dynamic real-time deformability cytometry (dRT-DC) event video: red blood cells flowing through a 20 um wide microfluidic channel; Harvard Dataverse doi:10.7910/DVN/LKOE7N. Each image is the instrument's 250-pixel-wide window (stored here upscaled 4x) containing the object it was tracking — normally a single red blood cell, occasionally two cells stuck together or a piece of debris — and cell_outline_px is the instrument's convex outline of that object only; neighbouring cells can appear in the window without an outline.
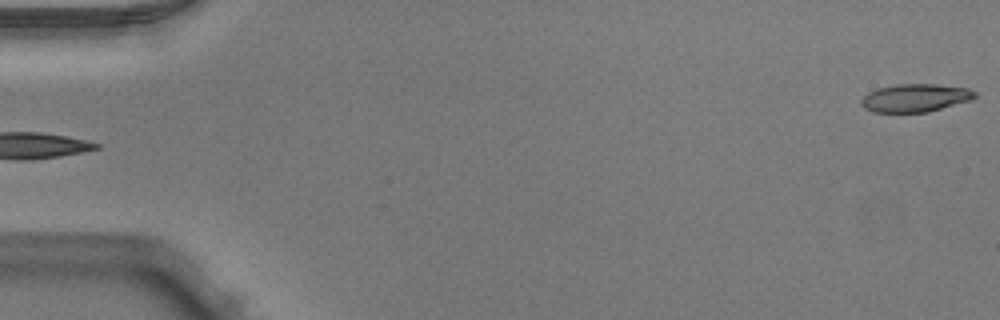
{"species": "Egyptian fruit bat (a non-hibernating species)", "species_latin": "Rousettus aegyptiacus", "temperature_condition": "warm", "stored_images_in_passage": 5, "segment_of_instrument_passage": [2, 2], "camera_frame_rate_fps": 3000, "um_per_image_px": 0.085, "animal": {"sex": "male"}, "frame": {"image": 1, "passage_image": 5, "time_ms": 1.333, "image_size_px": [1000, 320], "cell_outline_px": [[976, 96], [972, 100], [928, 112], [872, 112], [864, 108], [860, 104], [860, 100], [868, 92], [880, 88], [896, 84], [936, 84], [968, 88], [976, 92]], "centroid_in_image_um": [77.8, 8.32], "position_along_channel_um": 7.2, "area_um2": 18.61}}